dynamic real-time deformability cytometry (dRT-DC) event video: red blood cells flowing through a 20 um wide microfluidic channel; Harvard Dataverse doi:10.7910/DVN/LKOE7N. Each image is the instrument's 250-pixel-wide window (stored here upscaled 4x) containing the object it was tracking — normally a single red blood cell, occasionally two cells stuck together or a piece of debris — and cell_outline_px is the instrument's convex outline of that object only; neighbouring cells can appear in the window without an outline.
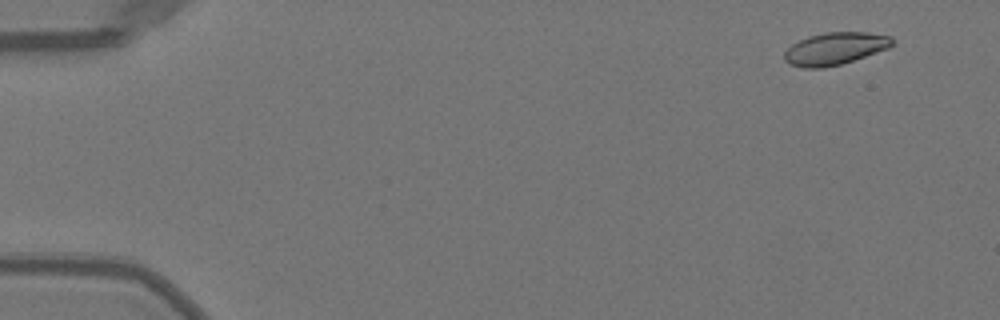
{"species": "Egyptian fruit bat (a non-hibernating species)", "species_latin": "Rousettus aegyptiacus", "temperature_condition": "warm", "stored_images_in_passage": 11, "camera_frame_rate_fps": 3000, "um_per_image_px": 0.085, "animal": {"sex": "female"}, "frame": {"image": 1, "passage_image": 4, "time_ms": 1.0, "image_size_px": [1000, 320], "cell_outline_px": [[892, 44], [888, 48], [840, 64], [824, 68], [804, 68], [792, 64], [784, 60], [784, 52], [792, 44], [808, 36], [824, 32], [868, 32], [892, 36]], "centroid_in_image_um": [70.95, 4.12], "position_along_channel_um": 14.0, "area_um2": 20.11}}